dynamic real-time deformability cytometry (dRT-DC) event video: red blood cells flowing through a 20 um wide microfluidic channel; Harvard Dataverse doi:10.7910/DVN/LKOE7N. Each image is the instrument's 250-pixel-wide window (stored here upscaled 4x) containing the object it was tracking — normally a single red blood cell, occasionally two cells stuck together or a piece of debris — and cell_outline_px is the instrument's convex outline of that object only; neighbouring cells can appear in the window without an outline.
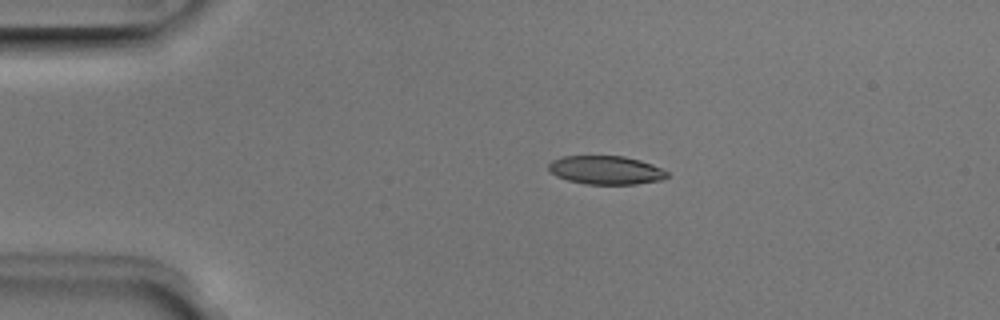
{"species": "Egyptian fruit bat (a non-hibernating species)", "species_latin": "Rousettus aegyptiacus", "temperature_condition": "room temperature", "stored_images_in_passage": 2, "camera_frame_rate_fps": 3000, "um_per_image_px": 0.085, "animal": {"sex": "male"}, "frame": {"image": 1, "passage_image": 1, "time_ms": 0.0, "image_size_px": [1000, 320], "cell_outline_px": [[668, 176], [664, 180], [636, 184], [588, 184], [568, 180], [556, 176], [548, 168], [548, 164], [552, 160], [560, 156], [624, 156], [640, 160], [652, 164], [668, 172]], "centroid_in_image_um": [51.51, 14.45], "position_along_channel_um": 33.5, "area_um2": 19.77}}
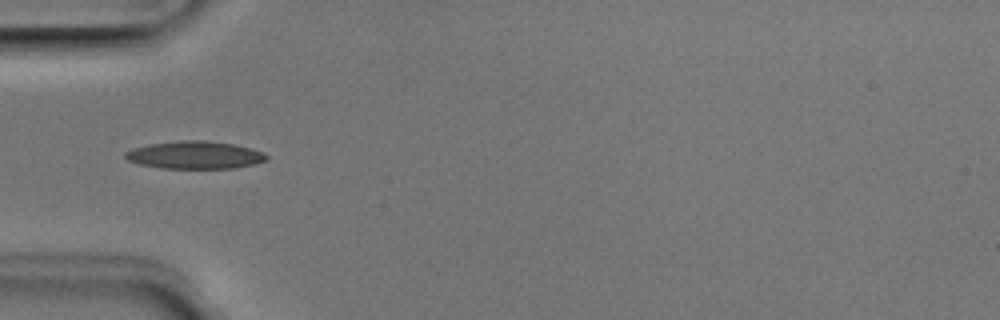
{"frame": {"image": 2, "passage_image": 2, "time_ms": 0.333, "image_size_px": [1000, 320], "cell_outline_px": [[268, 160], [252, 164], [232, 168], [160, 168], [140, 164], [128, 160], [124, 156], [124, 152], [132, 148], [148, 144], [180, 140], [204, 140], [232, 144], [252, 148], [268, 156]], "centroid_in_image_um": [16.52, 13.17], "position_along_channel_um": 68.5, "area_um2": 22.66}}